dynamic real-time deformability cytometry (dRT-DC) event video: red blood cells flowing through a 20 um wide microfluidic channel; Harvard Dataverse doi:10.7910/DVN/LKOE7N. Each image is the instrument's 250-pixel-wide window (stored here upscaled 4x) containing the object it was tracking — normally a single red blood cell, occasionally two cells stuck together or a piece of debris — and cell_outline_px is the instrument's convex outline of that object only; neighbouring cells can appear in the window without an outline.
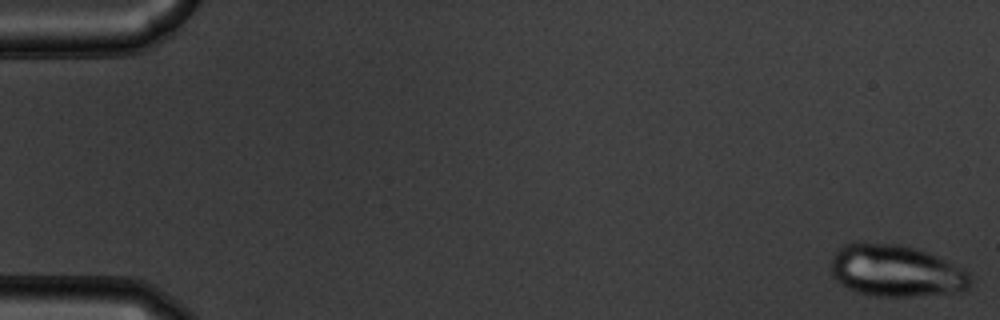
{"species": "common noctule bat (a hibernating species)", "species_latin": "Nyctalus noctula", "temperature_condition": "warm", "stored_images_in_passage": 17, "camera_frame_rate_fps": 3000, "um_per_image_px": 0.085, "animal": {"sex": "male", "body_mass_g": 19.5, "forearm_length_mm": 54.6}, "frame": {"image": 1, "passage_image": 1, "time_ms": 0.0, "image_size_px": [1000, 320], "cell_outline_px": [[972, 284], [964, 292], [912, 296], [872, 296], [848, 288], [840, 284], [832, 276], [832, 256], [844, 244], [856, 240], [860, 240], [900, 244], [916, 248], [936, 256], [964, 268], [968, 272], [972, 280]], "centroid_in_image_um": [76.16, 23.0], "position_along_channel_um": 8.8, "area_um2": 42.83}}